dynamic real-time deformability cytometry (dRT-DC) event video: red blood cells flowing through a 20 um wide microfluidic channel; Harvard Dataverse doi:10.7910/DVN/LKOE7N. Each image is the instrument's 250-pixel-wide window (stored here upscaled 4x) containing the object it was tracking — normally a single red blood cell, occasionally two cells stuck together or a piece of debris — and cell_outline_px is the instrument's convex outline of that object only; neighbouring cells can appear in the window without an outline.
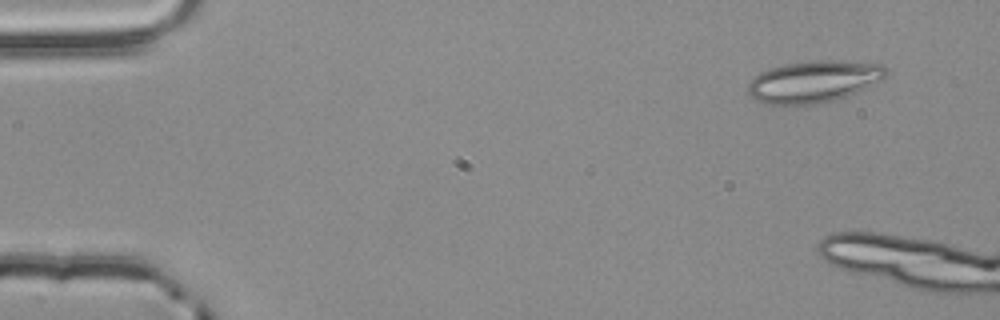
{"species": "common noctule bat (a hibernating species)", "species_latin": "Nyctalus noctula", "temperature_condition": "room temperature", "stored_images_in_passage": 4, "camera_frame_rate_fps": 3000, "um_per_image_px": 0.085, "animal": {"sex": "male", "body_mass_g": 20.4}, "frame": {"image": 1, "passage_image": 4, "time_ms": 1.0, "image_size_px": [1000, 320], "cell_outline_px": [[888, 76], [848, 96], [836, 100], [816, 104], [792, 108], [768, 104], [756, 100], [748, 96], [748, 80], [752, 76], [768, 68], [784, 64], [812, 60], [840, 60], [884, 64], [888, 68]], "centroid_in_image_um": [69.12, 6.96], "position_along_channel_um": 15.9, "area_um2": 34.85}}